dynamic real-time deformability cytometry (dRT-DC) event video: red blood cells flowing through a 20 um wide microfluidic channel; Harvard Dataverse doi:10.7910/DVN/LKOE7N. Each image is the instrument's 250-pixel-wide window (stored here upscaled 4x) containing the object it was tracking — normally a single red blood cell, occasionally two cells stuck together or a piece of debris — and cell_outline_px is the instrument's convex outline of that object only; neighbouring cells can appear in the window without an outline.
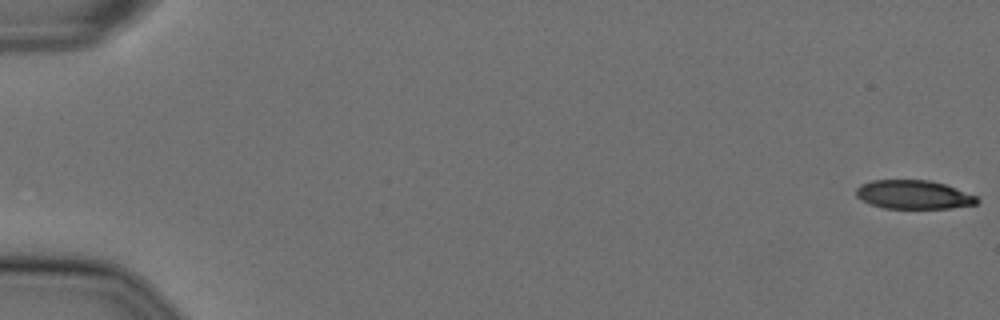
{"species": "Egyptian fruit bat (a non-hibernating species)", "species_latin": "Rousettus aegyptiacus", "temperature_condition": "cold", "stored_images_in_passage": 57, "camera_frame_rate_fps": 3000, "um_per_image_px": 0.085, "animal": {"sex": "female"}, "frame": {"image": 1, "passage_image": 1, "time_ms": 0.0, "image_size_px": [1000, 320], "cell_outline_px": [[980, 200], [976, 204], [952, 208], [884, 208], [872, 204], [856, 196], [856, 188], [860, 184], [872, 180], [928, 180], [944, 184], [976, 196]], "centroid_in_image_um": [77.65, 16.54], "position_along_channel_um": 7.4, "area_um2": 20.06}}
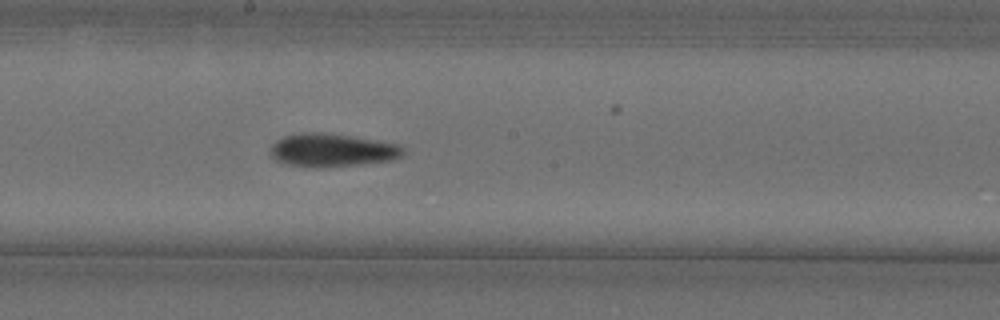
{"frame": {"image": 2, "passage_image": 32, "time_ms": 10.333, "image_size_px": [1000, 320], "cell_outline_px": [[404, 152], [400, 156], [392, 160], [320, 168], [316, 168], [288, 164], [276, 160], [268, 152], [272, 144], [276, 140], [284, 136], [300, 132], [320, 132], [376, 140], [400, 144], [404, 148]], "centroid_in_image_um": [28.18, 12.76], "position_along_channel_um": 220.0, "area_um2": 25.61}}
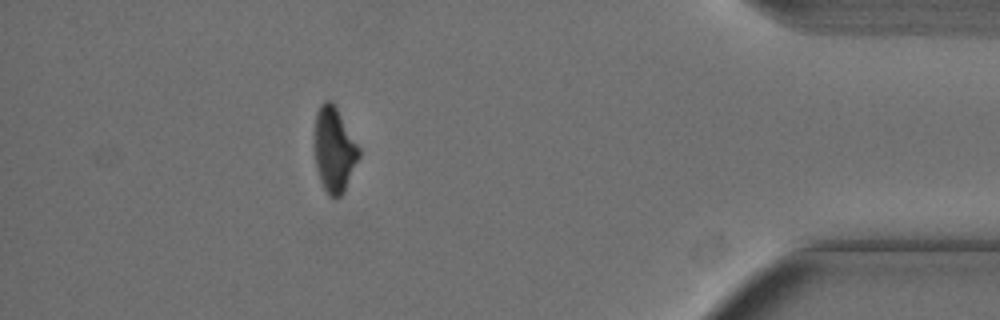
{"frame": {"image": 3, "passage_image": 51, "time_ms": 16.667, "image_size_px": [1000, 320], "cell_outline_px": [[360, 156], [344, 192], [336, 200], [328, 196], [320, 180], [316, 168], [312, 148], [316, 112], [320, 104], [324, 100], [328, 100], [336, 108], [360, 148]], "centroid_in_image_um": [28.36, 12.76], "position_along_channel_um": 406.8, "area_um2": 22.43}, "authors_computed_cell_mechanics": {"area_um2": 23.9292, "velocity_mm_per_s": 3.6247, "shape_relaxation_time_tau1_ms": 6.5373, "shape_relaxation_time_tau2_ms": 7.2001, "deformation_change_tau1": 0.1996, "deformation_change_tau2": 0.1685}}